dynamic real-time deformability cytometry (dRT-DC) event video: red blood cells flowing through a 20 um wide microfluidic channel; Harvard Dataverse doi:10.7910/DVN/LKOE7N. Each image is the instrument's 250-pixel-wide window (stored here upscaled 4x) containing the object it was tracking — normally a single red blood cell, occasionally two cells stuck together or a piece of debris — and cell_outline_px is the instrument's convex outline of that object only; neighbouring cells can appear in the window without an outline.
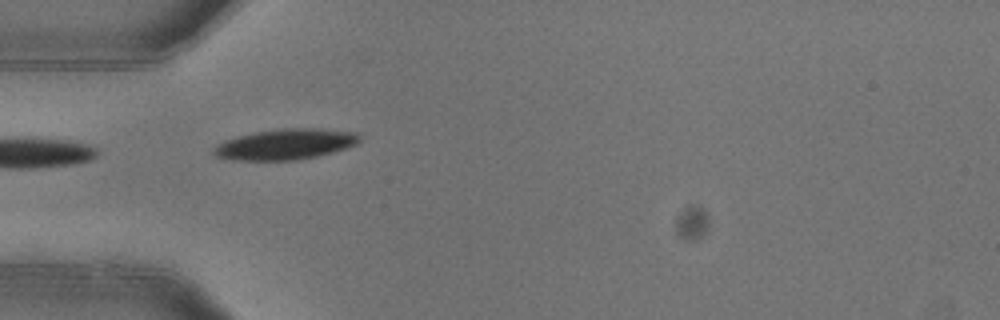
{"species": "common noctule bat (a hibernating species)", "species_latin": "Nyctalus noctula", "temperature_condition": "warm", "stored_images_in_passage": 3, "camera_frame_rate_fps": 3000, "um_per_image_px": 0.085, "animal": {"sex": "female"}, "frame": {"image": 1, "passage_image": 2, "time_ms": 0.333, "image_size_px": [1000, 320], "cell_outline_px": [[360, 140], [356, 144], [332, 152], [316, 156], [296, 160], [232, 160], [216, 156], [212, 152], [212, 148], [216, 144], [224, 140], [252, 132], [280, 128], [316, 128], [356, 132], [360, 136]], "centroid_in_image_um": [24.21, 12.25], "position_along_channel_um": 60.8, "area_um2": 26.13}}